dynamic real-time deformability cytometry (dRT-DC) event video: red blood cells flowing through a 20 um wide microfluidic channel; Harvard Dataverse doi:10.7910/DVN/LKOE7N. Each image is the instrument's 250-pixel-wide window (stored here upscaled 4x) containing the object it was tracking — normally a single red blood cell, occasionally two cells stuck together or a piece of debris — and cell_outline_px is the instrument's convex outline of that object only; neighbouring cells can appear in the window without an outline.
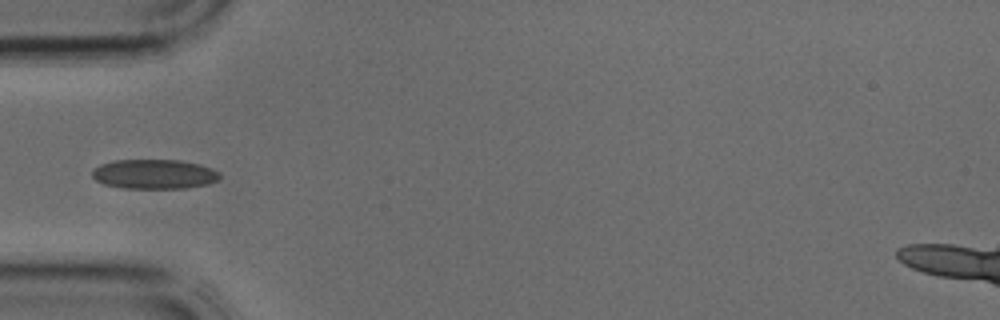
{"species": "common noctule bat (a hibernating species)", "species_latin": "Nyctalus noctula", "temperature_condition": "cold", "stored_images_in_passage": 16, "camera_frame_rate_fps": 3000, "um_per_image_px": 0.085, "animal": {"sex": "male", "body_mass_g": 17.9, "forearm_length_mm": 54.2}, "frame": {"image": 1, "passage_image": 5, "time_ms": 1.333, "image_size_px": [1000, 320], "cell_outline_px": [[220, 176], [216, 180], [208, 184], [184, 188], [124, 188], [104, 184], [96, 180], [92, 176], [92, 168], [100, 164], [112, 160], [180, 160], [200, 164], [212, 168], [220, 172]], "centroid_in_image_um": [13.09, 14.79], "position_along_channel_um": 71.9, "area_um2": 22.08}}